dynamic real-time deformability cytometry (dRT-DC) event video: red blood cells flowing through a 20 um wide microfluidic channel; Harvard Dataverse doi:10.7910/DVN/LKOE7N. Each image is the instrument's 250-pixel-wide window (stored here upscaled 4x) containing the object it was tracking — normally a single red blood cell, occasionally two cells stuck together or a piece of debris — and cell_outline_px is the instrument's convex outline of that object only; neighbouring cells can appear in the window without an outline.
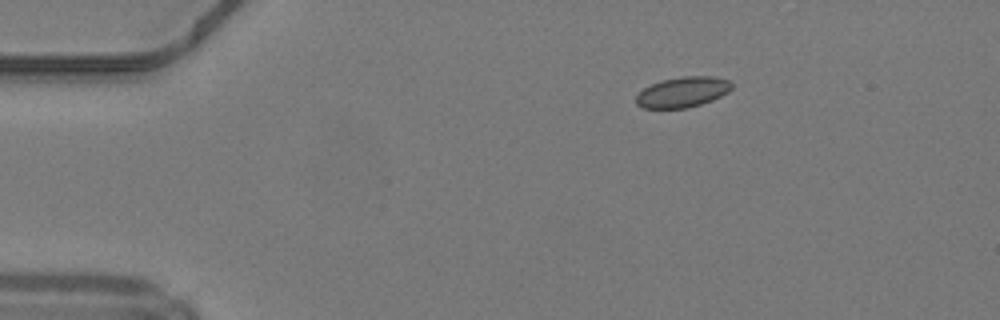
{"species": "common noctule bat (a hibernating species)", "species_latin": "Nyctalus noctula", "temperature_condition": "warm", "stored_images_in_passage": 42, "camera_frame_rate_fps": 3000, "um_per_image_px": 0.085, "animal": {"sex": "male", "body_mass_g": 19.2, "forearm_length_mm": 51.8}, "frame": {"image": 1, "passage_image": 1, "time_ms": 0.0, "image_size_px": [1000, 320], "cell_outline_px": [[732, 88], [728, 92], [712, 100], [688, 108], [644, 108], [636, 104], [636, 96], [644, 88], [660, 80], [684, 76], [712, 76], [728, 80], [732, 84]], "centroid_in_image_um": [58.02, 7.82], "position_along_channel_um": 27.0, "area_um2": 16.88}}
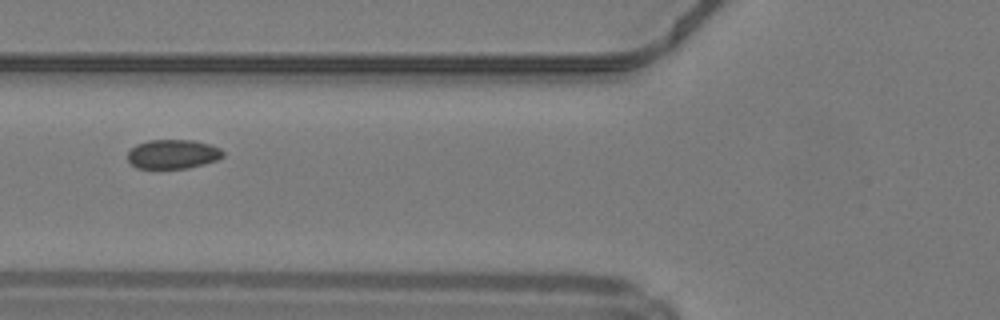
{"frame": {"image": 2, "passage_image": 12, "time_ms": 3.667, "image_size_px": [1000, 320], "cell_outline_px": [[224, 156], [216, 160], [204, 164], [188, 168], [136, 168], [128, 160], [128, 152], [136, 144], [148, 140], [192, 140], [208, 144], [220, 148], [224, 152]], "centroid_in_image_um": [14.69, 13.1], "position_along_channel_um": 111.1, "area_um2": 16.18}}
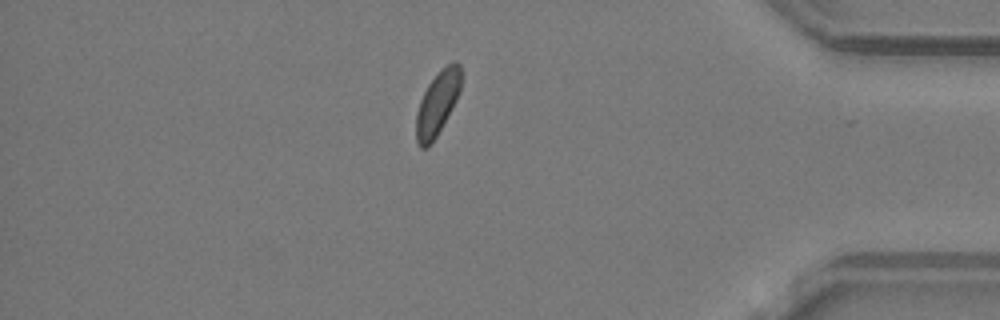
{"frame": {"image": 3, "passage_image": 35, "time_ms": 11.333, "image_size_px": [1000, 320], "cell_outline_px": [[460, 88], [456, 100], [432, 144], [428, 148], [420, 148], [416, 144], [416, 112], [420, 100], [428, 84], [448, 64], [456, 60], [460, 64]], "centroid_in_image_um": [37.14, 8.85], "position_along_channel_um": 398.1, "area_um2": 16.42}, "authors_computed_cell_mechanics": {"area_um2": 16.8776, "velocity_mm_per_s": 4.2073, "shape_relaxation_time_tau1_ms": null, "shape_relaxation_time_tau2_ms": 3.9417, "deformation_change_tau1": null, "deformation_change_tau2": 0.0617}}